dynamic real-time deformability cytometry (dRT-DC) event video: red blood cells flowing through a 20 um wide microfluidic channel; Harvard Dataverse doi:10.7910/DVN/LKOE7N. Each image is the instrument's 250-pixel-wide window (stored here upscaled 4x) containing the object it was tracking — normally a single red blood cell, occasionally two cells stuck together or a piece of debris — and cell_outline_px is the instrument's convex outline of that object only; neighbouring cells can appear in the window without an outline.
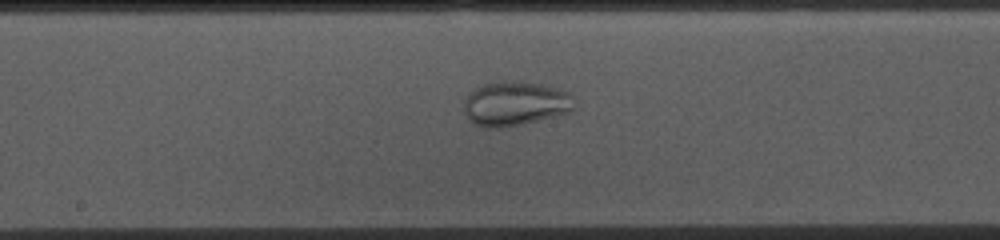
{"species": "common noctule bat (a hibernating species)", "species_latin": "Nyctalus noctula", "temperature_condition": "cold", "stored_images_in_passage": 50, "camera_frame_rate_fps": 3000, "um_per_image_px": 0.085, "animal": {"sex": "female", "body_mass_g": 10.0, "forearm_length_mm": 53.1}, "frame": {"image": 1, "passage_image": 23, "time_ms": 7.333, "image_size_px": [1000, 240], "cell_outline_px": [[572, 108], [568, 112], [520, 124], [496, 128], [484, 128], [468, 120], [464, 112], [464, 100], [476, 88], [484, 84], [512, 80], [540, 84], [556, 88], [568, 92], [572, 96]], "centroid_in_image_um": [43.74, 8.8], "position_along_channel_um": 204.5, "area_um2": 27.98}}
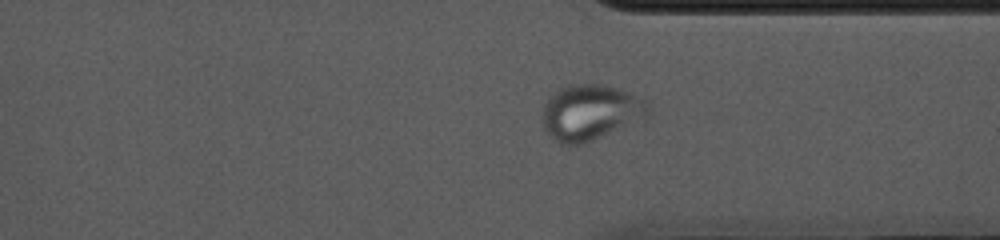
{"frame": {"image": 2, "passage_image": 36, "time_ms": 11.667, "image_size_px": [1000, 240], "cell_outline_px": [[652, 112], [648, 116], [624, 128], [584, 144], [560, 144], [552, 140], [548, 136], [544, 128], [540, 112], [548, 96], [560, 88], [572, 84], [600, 84], [616, 88], [648, 100]], "centroid_in_image_um": [50.17, 9.57], "position_along_channel_um": 361.2, "area_um2": 35.03}}
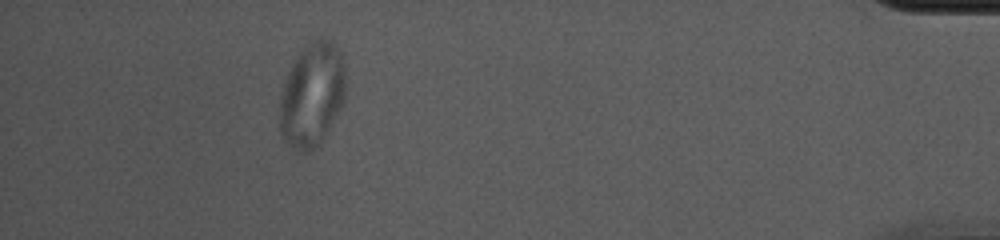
{"frame": {"image": 3, "passage_image": 45, "time_ms": 14.667, "image_size_px": [1000, 240], "cell_outline_px": [[344, 100], [328, 132], [320, 144], [312, 152], [300, 152], [292, 148], [284, 140], [280, 132], [280, 96], [284, 80], [296, 56], [308, 44], [320, 36], [332, 40], [340, 48], [344, 60]], "centroid_in_image_um": [26.53, 8.06], "position_along_channel_um": 408.7, "area_um2": 40.4}}